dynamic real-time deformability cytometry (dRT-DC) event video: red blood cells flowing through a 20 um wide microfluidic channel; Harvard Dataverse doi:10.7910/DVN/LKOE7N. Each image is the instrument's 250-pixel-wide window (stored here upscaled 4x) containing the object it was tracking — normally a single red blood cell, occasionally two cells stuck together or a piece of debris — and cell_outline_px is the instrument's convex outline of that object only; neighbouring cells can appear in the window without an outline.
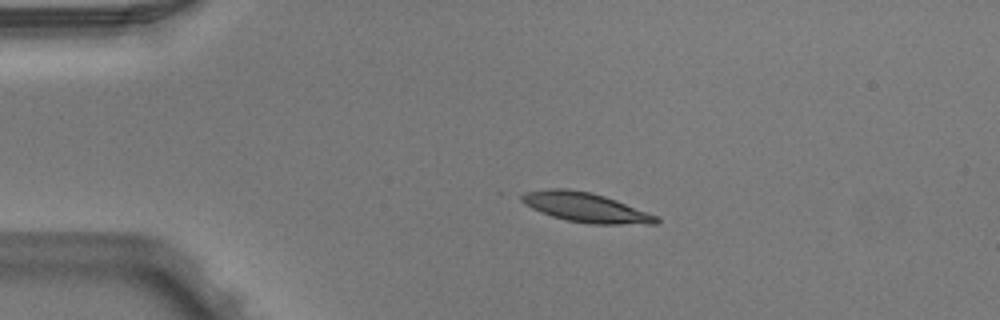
{"species": "Egyptian fruit bat (a non-hibernating species)", "species_latin": "Rousettus aegyptiacus", "temperature_condition": "warm", "stored_images_in_passage": 3, "camera_frame_rate_fps": 3000, "um_per_image_px": 0.085, "animal": {"sex": "male"}, "frame": {"image": 1, "passage_image": 2, "time_ms": 0.333, "image_size_px": [1000, 320], "cell_outline_px": [[660, 220], [656, 224], [592, 224], [568, 220], [552, 216], [540, 212], [524, 204], [520, 200], [520, 196], [524, 192], [552, 188], [568, 188], [592, 192], [616, 200], [660, 216]], "centroid_in_image_um": [49.8, 17.62], "position_along_channel_um": 35.2, "area_um2": 23.29}}